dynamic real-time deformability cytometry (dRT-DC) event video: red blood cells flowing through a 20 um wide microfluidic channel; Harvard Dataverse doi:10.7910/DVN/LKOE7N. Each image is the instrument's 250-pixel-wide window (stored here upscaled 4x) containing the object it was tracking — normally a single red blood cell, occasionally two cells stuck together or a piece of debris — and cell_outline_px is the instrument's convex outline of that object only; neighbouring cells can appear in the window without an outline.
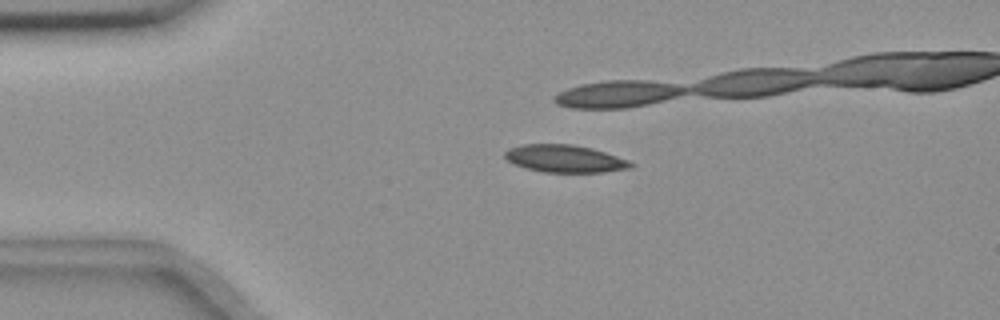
{"species": "common noctule bat (a hibernating species)", "species_latin": "Nyctalus noctula", "temperature_condition": "room temperature", "stored_images_in_passage": 34, "camera_frame_rate_fps": 3000, "um_per_image_px": 0.085, "animal": {"sex": "female", "body_mass_g": 18.4}, "frame": {"image": 1, "passage_image": 1, "time_ms": 0.0, "image_size_px": [1000, 320], "cell_outline_px": [[632, 168], [604, 172], [544, 172], [528, 168], [516, 164], [508, 160], [504, 156], [504, 152], [508, 148], [524, 144], [572, 144], [592, 148], [628, 160], [632, 164]], "centroid_in_image_um": [48.0, 13.48], "position_along_channel_um": 37.0, "area_um2": 19.94}}